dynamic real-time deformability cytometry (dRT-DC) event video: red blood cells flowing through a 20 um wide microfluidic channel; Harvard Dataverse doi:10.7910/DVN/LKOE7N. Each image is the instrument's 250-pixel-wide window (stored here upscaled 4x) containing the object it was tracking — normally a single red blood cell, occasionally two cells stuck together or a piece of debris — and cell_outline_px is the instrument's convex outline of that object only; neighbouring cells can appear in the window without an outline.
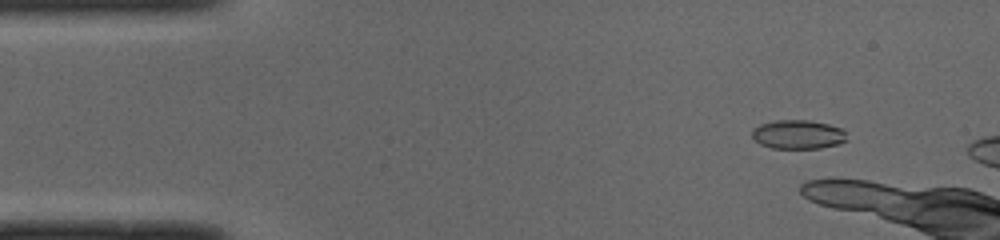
{"species": "common noctule bat (a hibernating species)", "species_latin": "Nyctalus noctula", "temperature_condition": "cold", "stored_images_in_passage": 12, "camera_frame_rate_fps": 3000, "um_per_image_px": 0.085, "animal": {"sex": "male", "body_mass_g": 19.0, "forearm_length_mm": 50.8}, "frame": {"image": 1, "passage_image": 3, "time_ms": 0.667, "image_size_px": [1000, 240], "cell_outline_px": [[848, 140], [840, 144], [820, 148], [772, 148], [760, 144], [752, 136], [752, 128], [760, 124], [776, 120], [812, 120], [828, 124], [840, 128], [844, 132]], "centroid_in_image_um": [67.83, 11.42], "position_along_channel_um": 17.2, "area_um2": 16.07}}